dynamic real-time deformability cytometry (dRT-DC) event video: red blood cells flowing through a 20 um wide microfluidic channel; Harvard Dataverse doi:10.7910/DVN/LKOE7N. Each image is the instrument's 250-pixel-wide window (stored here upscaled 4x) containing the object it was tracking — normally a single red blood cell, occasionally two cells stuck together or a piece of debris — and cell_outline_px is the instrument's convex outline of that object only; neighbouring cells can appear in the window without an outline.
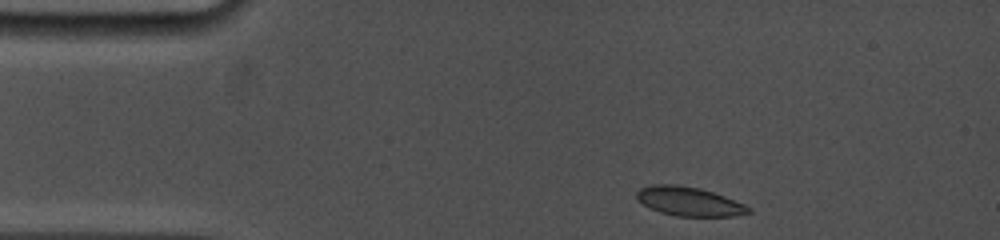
{"species": "common noctule bat (a hibernating species)", "species_latin": "Nyctalus noctula", "temperature_condition": "cold", "stored_images_in_passage": 41, "camera_frame_rate_fps": 5000, "um_per_image_px": 0.085, "animal": {"sex": "female", "body_mass_g": 19.0, "forearm_length_mm": 53.3}, "frame": {"image": 1, "passage_image": 1, "time_ms": 0.0, "image_size_px": [1000, 240], "cell_outline_px": [[752, 212], [732, 216], [676, 216], [660, 212], [636, 200], [636, 192], [640, 188], [652, 184], [676, 184], [700, 188], [724, 196], [744, 204], [752, 208]], "centroid_in_image_um": [58.56, 17.11], "position_along_channel_um": 26.4, "area_um2": 18.9}}
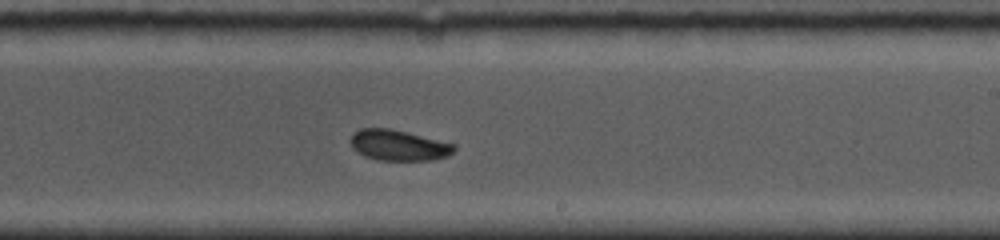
{"frame": {"image": 2, "passage_image": 24, "time_ms": 7.6, "image_size_px": [1000, 240], "cell_outline_px": [[456, 148], [448, 156], [432, 160], [376, 160], [364, 156], [356, 152], [352, 148], [352, 132], [360, 128], [392, 128], [456, 144]], "centroid_in_image_um": [33.87, 12.34], "position_along_channel_um": 255.1, "area_um2": 18.73}}
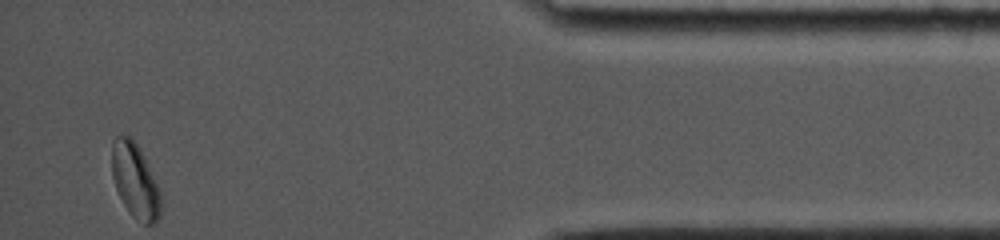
{"frame": {"image": 3, "passage_image": 41, "time_ms": 13.2, "image_size_px": [1000, 240], "cell_outline_px": [[160, 216], [156, 224], [144, 224], [136, 220], [128, 212], [116, 188], [112, 176], [112, 140], [116, 136], [132, 136], [140, 148], [144, 156], [160, 192]], "centroid_in_image_um": [11.48, 15.36], "position_along_channel_um": 423.7, "area_um2": 21.27}, "authors_computed_cell_mechanics": {"area_um2": 19.0162, "velocity_mm_per_s": 3.7606, "shape_relaxation_time_tau1_ms": 6.2043, "shape_relaxation_time_tau2_ms": null, "deformation_change_tau1": 0.147, "deformation_change_tau2": null}}